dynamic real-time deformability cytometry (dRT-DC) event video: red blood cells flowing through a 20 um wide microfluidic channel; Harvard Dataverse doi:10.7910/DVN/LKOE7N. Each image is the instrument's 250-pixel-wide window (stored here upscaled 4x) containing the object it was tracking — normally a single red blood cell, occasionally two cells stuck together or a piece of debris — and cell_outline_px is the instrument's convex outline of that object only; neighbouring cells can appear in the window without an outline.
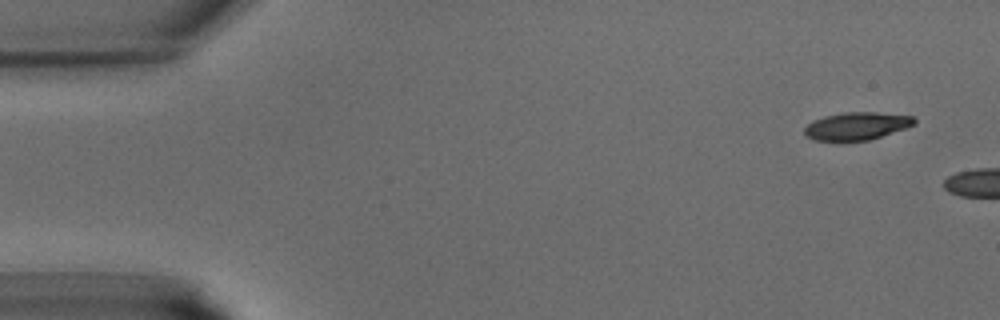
{"species": "common noctule bat (a hibernating species)", "species_latin": "Nyctalus noctula", "temperature_condition": "warm", "stored_images_in_passage": 8, "camera_frame_rate_fps": 3000, "um_per_image_px": 0.085, "animal": {"sex": "male", "body_mass_g": 15.6}, "frame": {"image": 1, "passage_image": 1, "time_ms": 0.0, "image_size_px": [1000, 320], "cell_outline_px": [[916, 124], [868, 140], [816, 140], [804, 136], [804, 128], [812, 120], [824, 116], [844, 112], [876, 112], [912, 116], [916, 120]], "centroid_in_image_um": [72.78, 10.7], "position_along_channel_um": 12.2, "area_um2": 17.51}}